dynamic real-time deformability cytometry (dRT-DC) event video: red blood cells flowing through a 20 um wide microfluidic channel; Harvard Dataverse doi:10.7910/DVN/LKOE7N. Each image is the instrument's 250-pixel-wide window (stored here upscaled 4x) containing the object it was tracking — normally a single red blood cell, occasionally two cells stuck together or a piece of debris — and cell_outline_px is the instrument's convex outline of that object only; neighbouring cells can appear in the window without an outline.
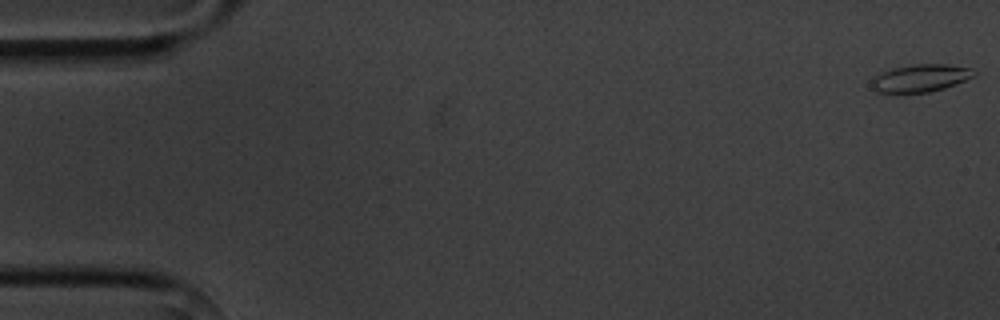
{"species": "common noctule bat (a hibernating species)", "species_latin": "Nyctalus noctula", "temperature_condition": "cold", "stored_images_in_passage": 11, "camera_frame_rate_fps": 3000, "um_per_image_px": 0.085, "animal": {"sex": "male", "body_mass_g": 20.1, "forearm_length_mm": 53.5}, "frame": {"image": 1, "passage_image": 1, "time_ms": 0.0, "image_size_px": [1000, 320], "cell_outline_px": [[976, 76], [956, 84], [944, 88], [928, 92], [896, 96], [876, 92], [872, 88], [872, 80], [880, 72], [892, 68], [912, 64], [948, 64], [972, 68], [976, 72]], "centroid_in_image_um": [78.2, 6.68], "position_along_channel_um": 6.8, "area_um2": 17.22}}
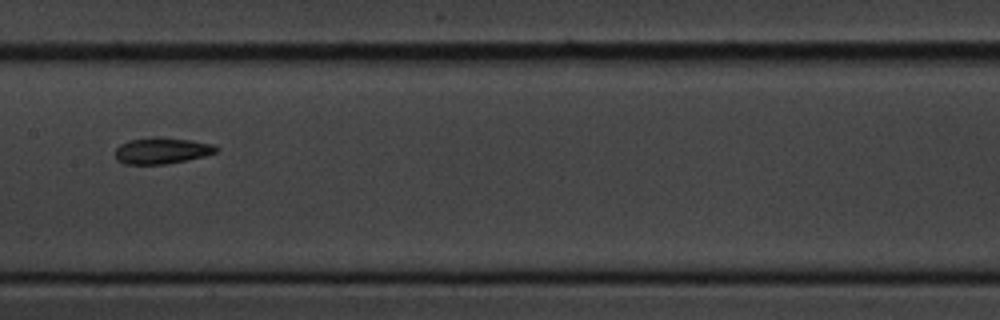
{"frame": {"image": 2, "passage_image": 8, "time_ms": 9.0, "image_size_px": [1000, 320], "cell_outline_px": [[220, 148], [216, 152], [204, 156], [188, 160], [168, 164], [124, 164], [116, 160], [116, 148], [120, 144], [128, 140], [152, 136], [160, 136], [192, 140], [212, 144]], "centroid_in_image_um": [13.75, 12.79], "position_along_channel_um": 193.7, "area_um2": 15.78}}
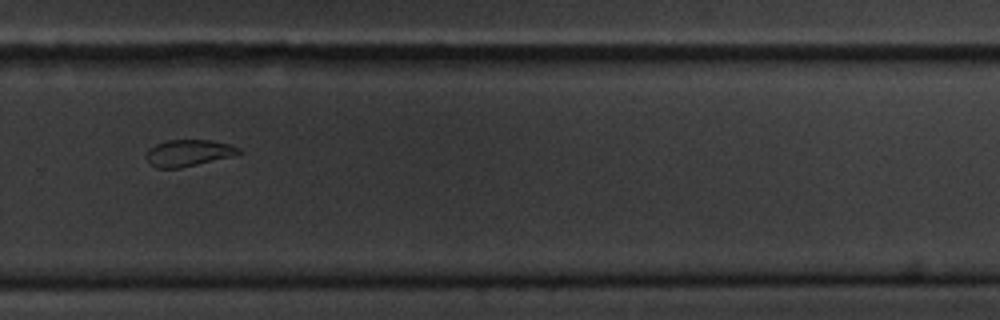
{"frame": {"image": 3, "passage_image": 11, "time_ms": 12.333, "image_size_px": [1000, 320], "cell_outline_px": [[244, 152], [232, 156], [180, 168], [156, 168], [144, 156], [148, 148], [156, 144], [168, 140], [212, 140], [228, 144], [240, 148]], "centroid_in_image_um": [16.01, 12.99], "position_along_channel_um": 313.8, "area_um2": 14.33}}